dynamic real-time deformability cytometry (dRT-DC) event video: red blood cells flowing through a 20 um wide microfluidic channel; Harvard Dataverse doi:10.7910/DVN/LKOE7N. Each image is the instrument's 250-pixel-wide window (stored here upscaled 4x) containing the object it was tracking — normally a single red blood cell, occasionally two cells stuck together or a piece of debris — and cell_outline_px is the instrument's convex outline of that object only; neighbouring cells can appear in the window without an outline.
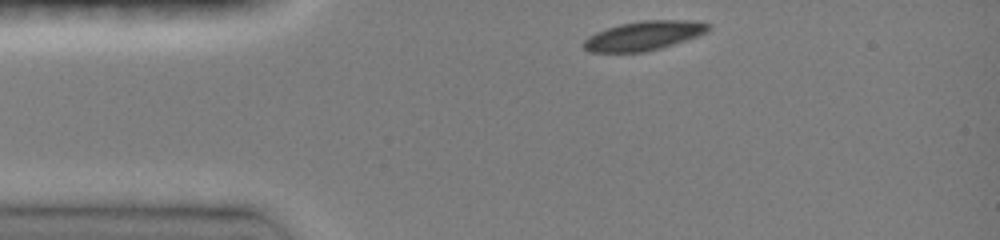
{"species": "common noctule bat (a hibernating species)", "species_latin": "Nyctalus noctula", "temperature_condition": "room temperature", "stored_images_in_passage": 14, "camera_frame_rate_fps": 3000, "um_per_image_px": 0.085, "animal": {"sex": "female", "body_mass_g": 19.0, "forearm_length_mm": 51.5}, "frame": {"image": 1, "passage_image": 1, "time_ms": 0.0, "image_size_px": [1000, 240], "cell_outline_px": [[712, 28], [708, 32], [660, 48], [644, 52], [588, 52], [584, 48], [584, 40], [588, 36], [596, 32], [620, 24], [640, 20], [688, 20], [712, 24]], "centroid_in_image_um": [54.73, 3.02], "position_along_channel_um": 30.3, "area_um2": 21.15}}
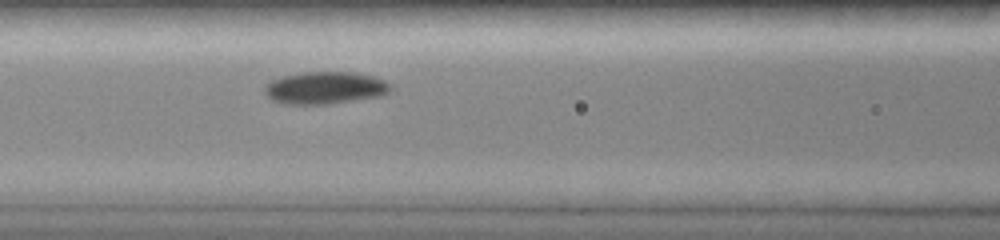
{"frame": {"image": 2, "passage_image": 12, "time_ms": 3.667, "image_size_px": [1000, 240], "cell_outline_px": [[392, 88], [388, 92], [380, 96], [328, 104], [284, 104], [272, 100], [264, 92], [264, 88], [272, 80], [284, 76], [300, 72], [352, 72], [372, 76], [384, 80], [392, 84]], "centroid_in_image_um": [27.64, 7.47], "position_along_channel_um": 139.0, "area_um2": 23.64}}